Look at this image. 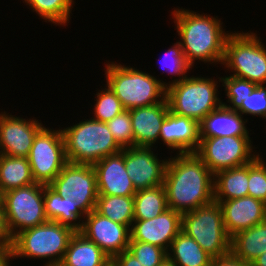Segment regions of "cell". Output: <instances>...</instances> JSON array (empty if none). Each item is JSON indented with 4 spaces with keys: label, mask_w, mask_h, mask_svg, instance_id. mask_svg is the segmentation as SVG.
<instances>
[{
    "label": "cell",
    "mask_w": 266,
    "mask_h": 266,
    "mask_svg": "<svg viewBox=\"0 0 266 266\" xmlns=\"http://www.w3.org/2000/svg\"><path fill=\"white\" fill-rule=\"evenodd\" d=\"M163 186L168 208L180 214L214 201V174L195 153L169 157Z\"/></svg>",
    "instance_id": "obj_1"
},
{
    "label": "cell",
    "mask_w": 266,
    "mask_h": 266,
    "mask_svg": "<svg viewBox=\"0 0 266 266\" xmlns=\"http://www.w3.org/2000/svg\"><path fill=\"white\" fill-rule=\"evenodd\" d=\"M171 15L187 63L193 68L197 60L221 66L226 40L232 33L223 29L221 18L183 7L174 8Z\"/></svg>",
    "instance_id": "obj_2"
},
{
    "label": "cell",
    "mask_w": 266,
    "mask_h": 266,
    "mask_svg": "<svg viewBox=\"0 0 266 266\" xmlns=\"http://www.w3.org/2000/svg\"><path fill=\"white\" fill-rule=\"evenodd\" d=\"M106 84L115 93L126 110L147 107L166 99L167 82L137 67L115 61L104 64Z\"/></svg>",
    "instance_id": "obj_3"
},
{
    "label": "cell",
    "mask_w": 266,
    "mask_h": 266,
    "mask_svg": "<svg viewBox=\"0 0 266 266\" xmlns=\"http://www.w3.org/2000/svg\"><path fill=\"white\" fill-rule=\"evenodd\" d=\"M84 120L66 128L59 127L63 133L68 162L93 165L123 149L105 122L92 117Z\"/></svg>",
    "instance_id": "obj_4"
},
{
    "label": "cell",
    "mask_w": 266,
    "mask_h": 266,
    "mask_svg": "<svg viewBox=\"0 0 266 266\" xmlns=\"http://www.w3.org/2000/svg\"><path fill=\"white\" fill-rule=\"evenodd\" d=\"M75 232L68 225L49 220L25 229L13 238V258L45 259L43 266L61 264Z\"/></svg>",
    "instance_id": "obj_5"
},
{
    "label": "cell",
    "mask_w": 266,
    "mask_h": 266,
    "mask_svg": "<svg viewBox=\"0 0 266 266\" xmlns=\"http://www.w3.org/2000/svg\"><path fill=\"white\" fill-rule=\"evenodd\" d=\"M220 82V77L208 78L202 75L185 77L166 89L169 110L200 122L206 115L222 105L218 91Z\"/></svg>",
    "instance_id": "obj_6"
},
{
    "label": "cell",
    "mask_w": 266,
    "mask_h": 266,
    "mask_svg": "<svg viewBox=\"0 0 266 266\" xmlns=\"http://www.w3.org/2000/svg\"><path fill=\"white\" fill-rule=\"evenodd\" d=\"M222 65L233 73L229 75L266 84V46L257 32H232L225 43Z\"/></svg>",
    "instance_id": "obj_7"
},
{
    "label": "cell",
    "mask_w": 266,
    "mask_h": 266,
    "mask_svg": "<svg viewBox=\"0 0 266 266\" xmlns=\"http://www.w3.org/2000/svg\"><path fill=\"white\" fill-rule=\"evenodd\" d=\"M213 259L230 253L231 238L227 235L222 209L218 202L200 206L182 214V228Z\"/></svg>",
    "instance_id": "obj_8"
},
{
    "label": "cell",
    "mask_w": 266,
    "mask_h": 266,
    "mask_svg": "<svg viewBox=\"0 0 266 266\" xmlns=\"http://www.w3.org/2000/svg\"><path fill=\"white\" fill-rule=\"evenodd\" d=\"M8 230L14 238L21 231L48 221L44 207V185H31L3 193Z\"/></svg>",
    "instance_id": "obj_9"
},
{
    "label": "cell",
    "mask_w": 266,
    "mask_h": 266,
    "mask_svg": "<svg viewBox=\"0 0 266 266\" xmlns=\"http://www.w3.org/2000/svg\"><path fill=\"white\" fill-rule=\"evenodd\" d=\"M250 136L200 138L195 154L215 175L221 170L244 166L258 155Z\"/></svg>",
    "instance_id": "obj_10"
},
{
    "label": "cell",
    "mask_w": 266,
    "mask_h": 266,
    "mask_svg": "<svg viewBox=\"0 0 266 266\" xmlns=\"http://www.w3.org/2000/svg\"><path fill=\"white\" fill-rule=\"evenodd\" d=\"M27 158L34 182L48 186L68 163L62 130L45 126L35 136Z\"/></svg>",
    "instance_id": "obj_11"
},
{
    "label": "cell",
    "mask_w": 266,
    "mask_h": 266,
    "mask_svg": "<svg viewBox=\"0 0 266 266\" xmlns=\"http://www.w3.org/2000/svg\"><path fill=\"white\" fill-rule=\"evenodd\" d=\"M48 186L62 198L77 201L85 216L96 209L98 190L92 165L68 162Z\"/></svg>",
    "instance_id": "obj_12"
},
{
    "label": "cell",
    "mask_w": 266,
    "mask_h": 266,
    "mask_svg": "<svg viewBox=\"0 0 266 266\" xmlns=\"http://www.w3.org/2000/svg\"><path fill=\"white\" fill-rule=\"evenodd\" d=\"M156 147L125 148V167L135 189H149L163 185L169 157H158Z\"/></svg>",
    "instance_id": "obj_13"
},
{
    "label": "cell",
    "mask_w": 266,
    "mask_h": 266,
    "mask_svg": "<svg viewBox=\"0 0 266 266\" xmlns=\"http://www.w3.org/2000/svg\"><path fill=\"white\" fill-rule=\"evenodd\" d=\"M22 118L6 111L0 113V154L28 157L35 136L45 127L34 118Z\"/></svg>",
    "instance_id": "obj_14"
},
{
    "label": "cell",
    "mask_w": 266,
    "mask_h": 266,
    "mask_svg": "<svg viewBox=\"0 0 266 266\" xmlns=\"http://www.w3.org/2000/svg\"><path fill=\"white\" fill-rule=\"evenodd\" d=\"M79 232L100 247L111 259L128 250L131 239L128 226L116 223L96 210L85 216Z\"/></svg>",
    "instance_id": "obj_15"
},
{
    "label": "cell",
    "mask_w": 266,
    "mask_h": 266,
    "mask_svg": "<svg viewBox=\"0 0 266 266\" xmlns=\"http://www.w3.org/2000/svg\"><path fill=\"white\" fill-rule=\"evenodd\" d=\"M181 228L182 214L168 208L155 218L134 220L130 229V241L150 243L168 251Z\"/></svg>",
    "instance_id": "obj_16"
},
{
    "label": "cell",
    "mask_w": 266,
    "mask_h": 266,
    "mask_svg": "<svg viewBox=\"0 0 266 266\" xmlns=\"http://www.w3.org/2000/svg\"><path fill=\"white\" fill-rule=\"evenodd\" d=\"M96 173L98 195L134 196L137 190L125 167V148L92 165Z\"/></svg>",
    "instance_id": "obj_17"
},
{
    "label": "cell",
    "mask_w": 266,
    "mask_h": 266,
    "mask_svg": "<svg viewBox=\"0 0 266 266\" xmlns=\"http://www.w3.org/2000/svg\"><path fill=\"white\" fill-rule=\"evenodd\" d=\"M214 201L222 209L224 228L230 238L266 220V204L251 196Z\"/></svg>",
    "instance_id": "obj_18"
},
{
    "label": "cell",
    "mask_w": 266,
    "mask_h": 266,
    "mask_svg": "<svg viewBox=\"0 0 266 266\" xmlns=\"http://www.w3.org/2000/svg\"><path fill=\"white\" fill-rule=\"evenodd\" d=\"M160 141L175 154L195 153L200 143L199 122L169 110L161 125L159 143L162 144Z\"/></svg>",
    "instance_id": "obj_19"
},
{
    "label": "cell",
    "mask_w": 266,
    "mask_h": 266,
    "mask_svg": "<svg viewBox=\"0 0 266 266\" xmlns=\"http://www.w3.org/2000/svg\"><path fill=\"white\" fill-rule=\"evenodd\" d=\"M168 113L167 99L152 106L130 109L134 147L157 148L155 144L159 143L161 125Z\"/></svg>",
    "instance_id": "obj_20"
},
{
    "label": "cell",
    "mask_w": 266,
    "mask_h": 266,
    "mask_svg": "<svg viewBox=\"0 0 266 266\" xmlns=\"http://www.w3.org/2000/svg\"><path fill=\"white\" fill-rule=\"evenodd\" d=\"M246 123L248 124V119L238 111L221 105L199 122L200 138L251 136Z\"/></svg>",
    "instance_id": "obj_21"
},
{
    "label": "cell",
    "mask_w": 266,
    "mask_h": 266,
    "mask_svg": "<svg viewBox=\"0 0 266 266\" xmlns=\"http://www.w3.org/2000/svg\"><path fill=\"white\" fill-rule=\"evenodd\" d=\"M111 258L79 231L71 237L62 266H105Z\"/></svg>",
    "instance_id": "obj_22"
},
{
    "label": "cell",
    "mask_w": 266,
    "mask_h": 266,
    "mask_svg": "<svg viewBox=\"0 0 266 266\" xmlns=\"http://www.w3.org/2000/svg\"><path fill=\"white\" fill-rule=\"evenodd\" d=\"M44 207L49 221L68 225L75 231L82 228L85 215L79 210V203L70 197L62 198L49 186L44 185Z\"/></svg>",
    "instance_id": "obj_23"
},
{
    "label": "cell",
    "mask_w": 266,
    "mask_h": 266,
    "mask_svg": "<svg viewBox=\"0 0 266 266\" xmlns=\"http://www.w3.org/2000/svg\"><path fill=\"white\" fill-rule=\"evenodd\" d=\"M230 252L251 264L266 252V220L231 237Z\"/></svg>",
    "instance_id": "obj_24"
},
{
    "label": "cell",
    "mask_w": 266,
    "mask_h": 266,
    "mask_svg": "<svg viewBox=\"0 0 266 266\" xmlns=\"http://www.w3.org/2000/svg\"><path fill=\"white\" fill-rule=\"evenodd\" d=\"M167 261L174 266H211L213 258L184 232L171 242Z\"/></svg>",
    "instance_id": "obj_25"
},
{
    "label": "cell",
    "mask_w": 266,
    "mask_h": 266,
    "mask_svg": "<svg viewBox=\"0 0 266 266\" xmlns=\"http://www.w3.org/2000/svg\"><path fill=\"white\" fill-rule=\"evenodd\" d=\"M248 196V164L221 170L214 175V200Z\"/></svg>",
    "instance_id": "obj_26"
},
{
    "label": "cell",
    "mask_w": 266,
    "mask_h": 266,
    "mask_svg": "<svg viewBox=\"0 0 266 266\" xmlns=\"http://www.w3.org/2000/svg\"><path fill=\"white\" fill-rule=\"evenodd\" d=\"M35 183L27 157H10L0 154V188L8 190Z\"/></svg>",
    "instance_id": "obj_27"
},
{
    "label": "cell",
    "mask_w": 266,
    "mask_h": 266,
    "mask_svg": "<svg viewBox=\"0 0 266 266\" xmlns=\"http://www.w3.org/2000/svg\"><path fill=\"white\" fill-rule=\"evenodd\" d=\"M95 210L102 216L131 229L134 221V196L98 195Z\"/></svg>",
    "instance_id": "obj_28"
},
{
    "label": "cell",
    "mask_w": 266,
    "mask_h": 266,
    "mask_svg": "<svg viewBox=\"0 0 266 266\" xmlns=\"http://www.w3.org/2000/svg\"><path fill=\"white\" fill-rule=\"evenodd\" d=\"M168 209L163 185L138 190L134 195V220L155 218Z\"/></svg>",
    "instance_id": "obj_29"
},
{
    "label": "cell",
    "mask_w": 266,
    "mask_h": 266,
    "mask_svg": "<svg viewBox=\"0 0 266 266\" xmlns=\"http://www.w3.org/2000/svg\"><path fill=\"white\" fill-rule=\"evenodd\" d=\"M25 5H29L33 12L44 20L58 26H68L74 0H22ZM68 23V24H67Z\"/></svg>",
    "instance_id": "obj_30"
},
{
    "label": "cell",
    "mask_w": 266,
    "mask_h": 266,
    "mask_svg": "<svg viewBox=\"0 0 266 266\" xmlns=\"http://www.w3.org/2000/svg\"><path fill=\"white\" fill-rule=\"evenodd\" d=\"M220 79L227 98V103L223 102L222 99V105L234 111H238L241 108L243 100L246 99L257 86L256 83L247 79L232 75L221 76Z\"/></svg>",
    "instance_id": "obj_31"
},
{
    "label": "cell",
    "mask_w": 266,
    "mask_h": 266,
    "mask_svg": "<svg viewBox=\"0 0 266 266\" xmlns=\"http://www.w3.org/2000/svg\"><path fill=\"white\" fill-rule=\"evenodd\" d=\"M159 63L163 70V73L168 72L167 75L170 74L169 77H177L176 79L167 82V88L187 77L188 75L186 74H188V72L193 69L187 63L183 54L182 47L180 46V43L178 41H176L174 45L166 50Z\"/></svg>",
    "instance_id": "obj_32"
},
{
    "label": "cell",
    "mask_w": 266,
    "mask_h": 266,
    "mask_svg": "<svg viewBox=\"0 0 266 266\" xmlns=\"http://www.w3.org/2000/svg\"><path fill=\"white\" fill-rule=\"evenodd\" d=\"M105 85L104 88H101L103 90L99 89L94 94L96 103L93 106L92 118L106 123L125 109L111 88L107 84Z\"/></svg>",
    "instance_id": "obj_33"
},
{
    "label": "cell",
    "mask_w": 266,
    "mask_h": 266,
    "mask_svg": "<svg viewBox=\"0 0 266 266\" xmlns=\"http://www.w3.org/2000/svg\"><path fill=\"white\" fill-rule=\"evenodd\" d=\"M248 196L266 204V162L260 154L248 164Z\"/></svg>",
    "instance_id": "obj_34"
},
{
    "label": "cell",
    "mask_w": 266,
    "mask_h": 266,
    "mask_svg": "<svg viewBox=\"0 0 266 266\" xmlns=\"http://www.w3.org/2000/svg\"><path fill=\"white\" fill-rule=\"evenodd\" d=\"M128 251L142 266H162L167 261V251L150 243L130 241Z\"/></svg>",
    "instance_id": "obj_35"
},
{
    "label": "cell",
    "mask_w": 266,
    "mask_h": 266,
    "mask_svg": "<svg viewBox=\"0 0 266 266\" xmlns=\"http://www.w3.org/2000/svg\"><path fill=\"white\" fill-rule=\"evenodd\" d=\"M116 142L122 147H134L132 121L129 110H124L112 120L106 122Z\"/></svg>",
    "instance_id": "obj_36"
},
{
    "label": "cell",
    "mask_w": 266,
    "mask_h": 266,
    "mask_svg": "<svg viewBox=\"0 0 266 266\" xmlns=\"http://www.w3.org/2000/svg\"><path fill=\"white\" fill-rule=\"evenodd\" d=\"M238 112L244 117L256 116L266 121V84L257 85L253 92L243 100L241 108ZM266 128V126H265Z\"/></svg>",
    "instance_id": "obj_37"
},
{
    "label": "cell",
    "mask_w": 266,
    "mask_h": 266,
    "mask_svg": "<svg viewBox=\"0 0 266 266\" xmlns=\"http://www.w3.org/2000/svg\"><path fill=\"white\" fill-rule=\"evenodd\" d=\"M13 237L8 230L5 211L0 207V249H12Z\"/></svg>",
    "instance_id": "obj_38"
},
{
    "label": "cell",
    "mask_w": 266,
    "mask_h": 266,
    "mask_svg": "<svg viewBox=\"0 0 266 266\" xmlns=\"http://www.w3.org/2000/svg\"><path fill=\"white\" fill-rule=\"evenodd\" d=\"M111 261L115 266H142L137 258L128 250L114 256Z\"/></svg>",
    "instance_id": "obj_39"
},
{
    "label": "cell",
    "mask_w": 266,
    "mask_h": 266,
    "mask_svg": "<svg viewBox=\"0 0 266 266\" xmlns=\"http://www.w3.org/2000/svg\"><path fill=\"white\" fill-rule=\"evenodd\" d=\"M211 266H250V264L230 252L227 255L213 259Z\"/></svg>",
    "instance_id": "obj_40"
},
{
    "label": "cell",
    "mask_w": 266,
    "mask_h": 266,
    "mask_svg": "<svg viewBox=\"0 0 266 266\" xmlns=\"http://www.w3.org/2000/svg\"><path fill=\"white\" fill-rule=\"evenodd\" d=\"M13 259L12 249H0V266H12L10 261Z\"/></svg>",
    "instance_id": "obj_41"
},
{
    "label": "cell",
    "mask_w": 266,
    "mask_h": 266,
    "mask_svg": "<svg viewBox=\"0 0 266 266\" xmlns=\"http://www.w3.org/2000/svg\"><path fill=\"white\" fill-rule=\"evenodd\" d=\"M250 266H266V252L258 256Z\"/></svg>",
    "instance_id": "obj_42"
},
{
    "label": "cell",
    "mask_w": 266,
    "mask_h": 266,
    "mask_svg": "<svg viewBox=\"0 0 266 266\" xmlns=\"http://www.w3.org/2000/svg\"><path fill=\"white\" fill-rule=\"evenodd\" d=\"M0 207H3V192L1 191V188H0Z\"/></svg>",
    "instance_id": "obj_43"
},
{
    "label": "cell",
    "mask_w": 266,
    "mask_h": 266,
    "mask_svg": "<svg viewBox=\"0 0 266 266\" xmlns=\"http://www.w3.org/2000/svg\"><path fill=\"white\" fill-rule=\"evenodd\" d=\"M162 266H174L172 263L166 261Z\"/></svg>",
    "instance_id": "obj_44"
},
{
    "label": "cell",
    "mask_w": 266,
    "mask_h": 266,
    "mask_svg": "<svg viewBox=\"0 0 266 266\" xmlns=\"http://www.w3.org/2000/svg\"><path fill=\"white\" fill-rule=\"evenodd\" d=\"M105 266H115V264L112 262V261H110L108 264H106Z\"/></svg>",
    "instance_id": "obj_45"
},
{
    "label": "cell",
    "mask_w": 266,
    "mask_h": 266,
    "mask_svg": "<svg viewBox=\"0 0 266 266\" xmlns=\"http://www.w3.org/2000/svg\"><path fill=\"white\" fill-rule=\"evenodd\" d=\"M48 266H62L61 264H56V265H48Z\"/></svg>",
    "instance_id": "obj_46"
}]
</instances>
